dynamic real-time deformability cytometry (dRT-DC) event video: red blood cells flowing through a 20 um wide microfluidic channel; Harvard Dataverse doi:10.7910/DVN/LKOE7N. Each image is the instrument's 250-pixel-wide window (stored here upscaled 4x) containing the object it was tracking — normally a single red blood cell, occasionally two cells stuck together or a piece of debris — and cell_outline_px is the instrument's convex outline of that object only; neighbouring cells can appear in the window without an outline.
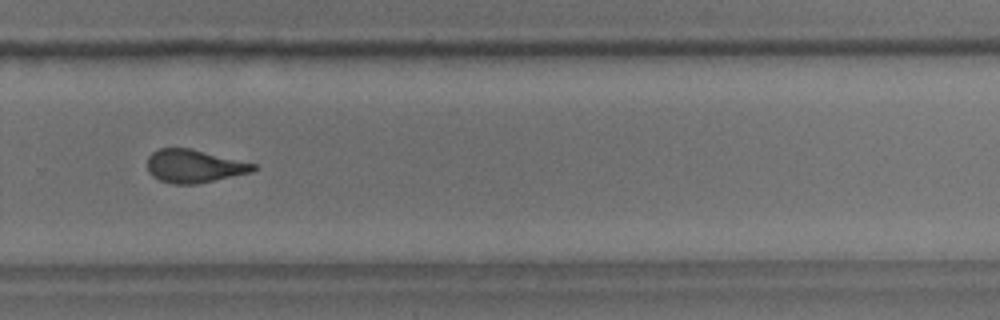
{"species": "common noctule bat (a hibernating species)", "species_latin": "Nyctalus noctula", "temperature_condition": "room temperature", "stored_images_in_passage": 40, "camera_frame_rate_fps": 3000, "um_per_image_px": 0.085, "animal": {"sex": "male", "body_mass_g": 18.8}, "frame": {"image": 1, "passage_image": 23, "time_ms": 7.333, "image_size_px": [1000, 320], "cell_outline_px": [[256, 168], [252, 172], [196, 184], [172, 184], [160, 180], [152, 176], [148, 172], [148, 156], [152, 152], [160, 148], [192, 148], [256, 164]], "centroid_in_image_um": [16.48, 14.11], "position_along_channel_um": 313.3, "area_um2": 20.46}}
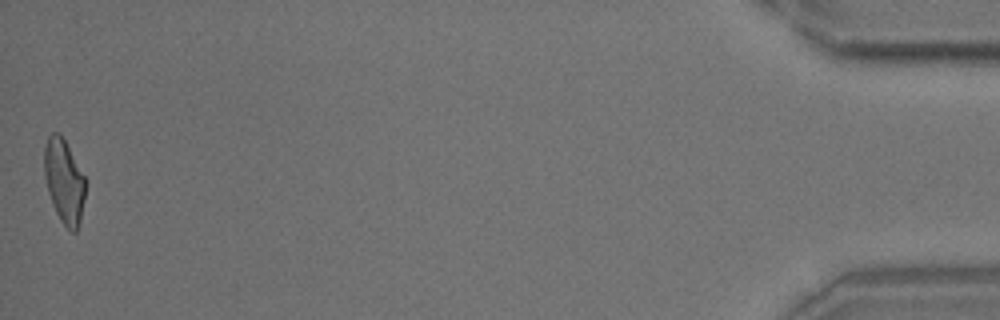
{"frame": {"image": 2, "passage_image": 40, "time_ms": 13.0, "image_size_px": [1000, 320], "cell_outline_px": [[84, 200], [80, 220], [76, 232], [72, 232], [60, 220], [52, 204], [48, 192], [44, 176], [44, 148], [48, 136], [52, 132], [60, 132], [84, 176]], "centroid_in_image_um": [5.42, 15.39], "position_along_channel_um": 429.8, "area_um2": 19.88}, "authors_computed_cell_mechanics": {"area_um2": 21.1548, "velocity_mm_per_s": 3.7189, "shape_relaxation_time_tau1_ms": null, "shape_relaxation_time_tau2_ms": 1.6441, "deformation_change_tau1": null, "deformation_change_tau2": 0.0947}}